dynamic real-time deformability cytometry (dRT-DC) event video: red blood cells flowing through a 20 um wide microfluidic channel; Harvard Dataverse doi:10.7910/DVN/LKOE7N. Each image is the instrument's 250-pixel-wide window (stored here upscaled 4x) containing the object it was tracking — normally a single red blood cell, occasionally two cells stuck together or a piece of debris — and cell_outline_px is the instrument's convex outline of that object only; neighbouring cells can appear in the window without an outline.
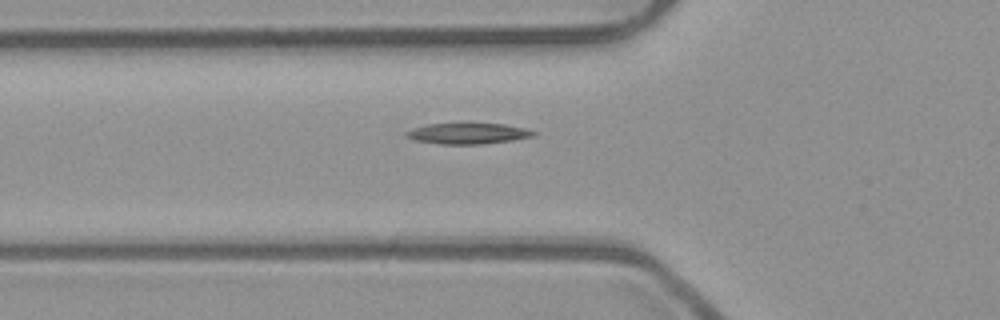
{"species": "common noctule bat (a hibernating species)", "species_latin": "Nyctalus noctula", "temperature_condition": "room temperature", "stored_images_in_passage": 34, "camera_frame_rate_fps": 3000, "um_per_image_px": 0.085, "animal": {"sex": "male", "body_mass_g": 23.1, "forearm_length_mm": 52.7}, "frame": {"image": 1, "passage_image": 5, "time_ms": 1.333, "image_size_px": [1000, 320], "cell_outline_px": [[536, 136], [512, 140], [484, 144], [440, 144], [416, 140], [404, 136], [404, 132], [412, 128], [428, 124], [468, 120], [504, 124], [524, 128], [536, 132]], "centroid_in_image_um": [39.75, 11.29], "position_along_channel_um": 86.0, "area_um2": 16.47}}
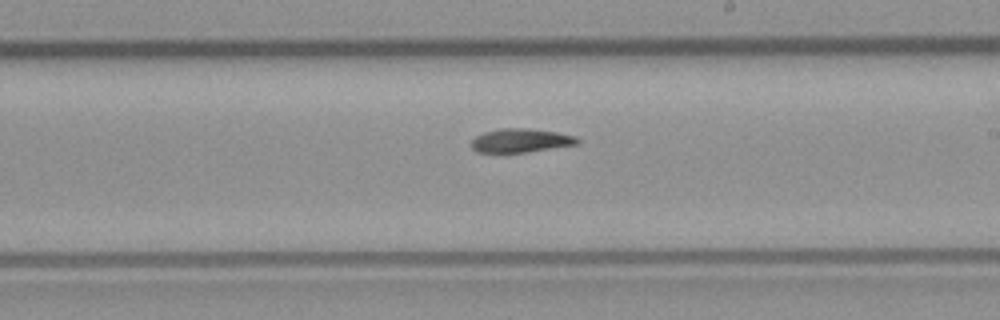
{"frame": {"image": 2, "passage_image": 17, "time_ms": 5.333, "image_size_px": [1000, 320], "cell_outline_px": [[580, 140], [576, 144], [528, 152], [476, 152], [472, 148], [472, 140], [476, 136], [484, 132], [500, 128], [524, 128], [556, 132], [576, 136]], "centroid_in_image_um": [44.25, 11.94], "position_along_channel_um": 244.8, "area_um2": 14.51}}
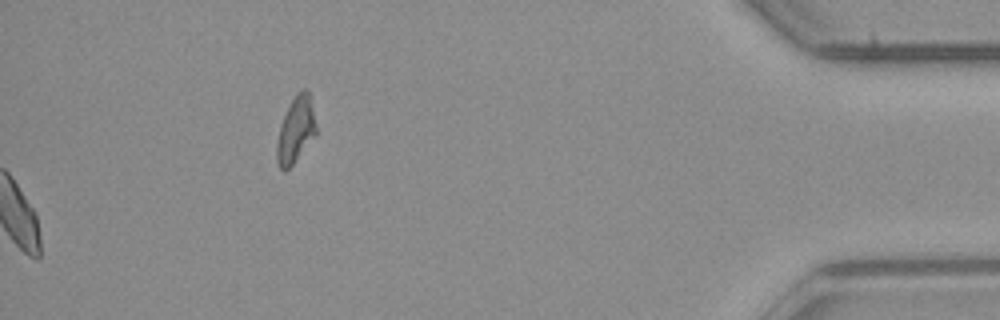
{"frame": {"image": 3, "passage_image": 34, "time_ms": 11.0, "image_size_px": [1000, 320], "cell_outline_px": [[316, 136], [292, 164], [284, 172], [280, 168], [276, 160], [276, 144], [280, 124], [296, 92], [304, 88], [308, 88], [316, 124]], "centroid_in_image_um": [25.14, 11.03], "position_along_channel_um": 410.1, "area_um2": 15.14}, "authors_computed_cell_mechanics": {"area_um2": 15.4037, "velocity_mm_per_s": 3.9408, "shape_relaxation_time_tau1_ms": 10.6096, "shape_relaxation_time_tau2_ms": 9.6736, "deformation_change_tau1": 0.252, "deformation_change_tau2": 0.1982}}